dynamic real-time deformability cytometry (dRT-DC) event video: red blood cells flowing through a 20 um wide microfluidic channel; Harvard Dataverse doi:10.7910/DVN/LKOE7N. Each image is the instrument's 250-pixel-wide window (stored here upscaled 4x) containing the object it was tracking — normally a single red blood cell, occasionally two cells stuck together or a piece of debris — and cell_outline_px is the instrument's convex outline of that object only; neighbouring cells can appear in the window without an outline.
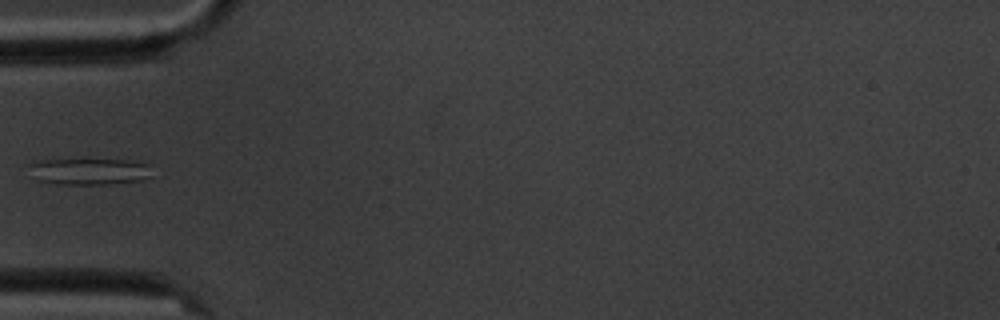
{"species": "common noctule bat (a hibernating species)", "species_latin": "Nyctalus noctula", "temperature_condition": "cold", "stored_images_in_passage": 1, "camera_frame_rate_fps": 3000, "um_per_image_px": 0.085, "animal": {"sex": "male", "body_mass_g": 20.1, "forearm_length_mm": 53.5}, "frame": {"image": 1, "passage_image": 1, "time_ms": 0.0, "image_size_px": [1000, 320], "cell_outline_px": [[152, 176], [140, 180], [112, 184], [56, 184], [36, 180], [28, 164], [40, 160], [124, 160], [148, 164]], "centroid_in_image_um": [7.58, 14.58], "position_along_channel_um": 77.4, "area_um2": 18.79}}